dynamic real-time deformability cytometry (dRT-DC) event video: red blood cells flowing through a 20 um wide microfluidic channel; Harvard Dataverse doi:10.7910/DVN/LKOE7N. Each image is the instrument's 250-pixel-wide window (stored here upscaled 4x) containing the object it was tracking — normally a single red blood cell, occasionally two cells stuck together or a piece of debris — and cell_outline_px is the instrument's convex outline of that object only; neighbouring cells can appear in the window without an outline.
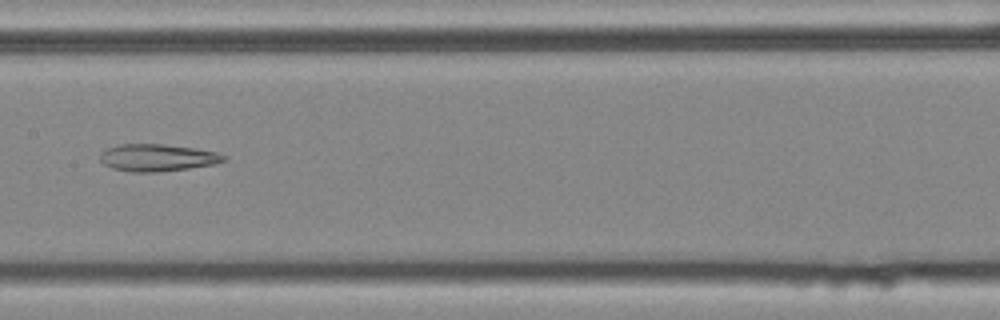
{"species": "common noctule bat (a hibernating species)", "species_latin": "Nyctalus noctula", "temperature_condition": "cold", "stored_images_in_passage": 8, "camera_frame_rate_fps": 3000, "um_per_image_px": 0.085, "animal": {"sex": "female", "body_mass_g": 25.1}, "frame": {"image": 1, "passage_image": 8, "time_ms": 2.333, "image_size_px": [1000, 320], "cell_outline_px": [[228, 160], [216, 164], [188, 168], [156, 172], [132, 172], [112, 168], [104, 164], [100, 160], [100, 152], [108, 148], [120, 144], [164, 144], [196, 148], [216, 152], [228, 156]], "centroid_in_image_um": [13.41, 13.4], "position_along_channel_um": 194.0, "area_um2": 19.71}}